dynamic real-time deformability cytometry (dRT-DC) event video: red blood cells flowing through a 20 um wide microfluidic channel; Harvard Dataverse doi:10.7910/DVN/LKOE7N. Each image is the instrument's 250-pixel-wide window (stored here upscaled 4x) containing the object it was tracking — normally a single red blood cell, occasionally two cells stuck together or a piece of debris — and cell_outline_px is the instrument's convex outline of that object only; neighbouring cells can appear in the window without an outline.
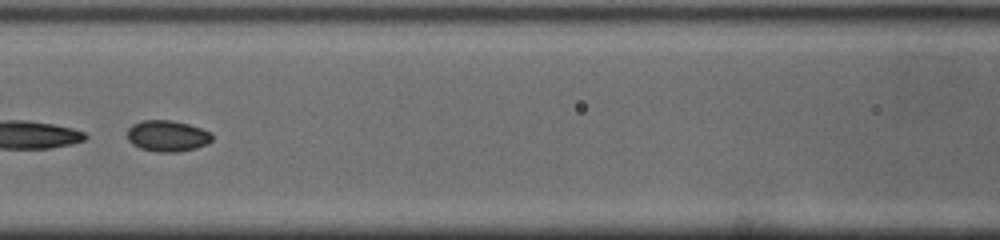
{"species": "common noctule bat (a hibernating species)", "species_latin": "Nyctalus noctula", "temperature_condition": "cold", "stored_images_in_passage": 50, "segment_of_instrument_passage": [2, 2], "camera_frame_rate_fps": 3000, "um_per_image_px": 0.085, "animal": {"sex": "male", "body_mass_g": 19.0, "forearm_length_mm": 50.8}, "frame": {"image": 1, "passage_image": 22, "time_ms": 7.0, "image_size_px": [1000, 240], "cell_outline_px": [[212, 140], [208, 144], [196, 148], [180, 152], [156, 152], [140, 148], [132, 144], [128, 140], [128, 128], [132, 124], [144, 120], [172, 120], [188, 124], [212, 132]], "centroid_in_image_um": [14.24, 11.56], "position_along_channel_um": 152.4, "area_um2": 15.55}}